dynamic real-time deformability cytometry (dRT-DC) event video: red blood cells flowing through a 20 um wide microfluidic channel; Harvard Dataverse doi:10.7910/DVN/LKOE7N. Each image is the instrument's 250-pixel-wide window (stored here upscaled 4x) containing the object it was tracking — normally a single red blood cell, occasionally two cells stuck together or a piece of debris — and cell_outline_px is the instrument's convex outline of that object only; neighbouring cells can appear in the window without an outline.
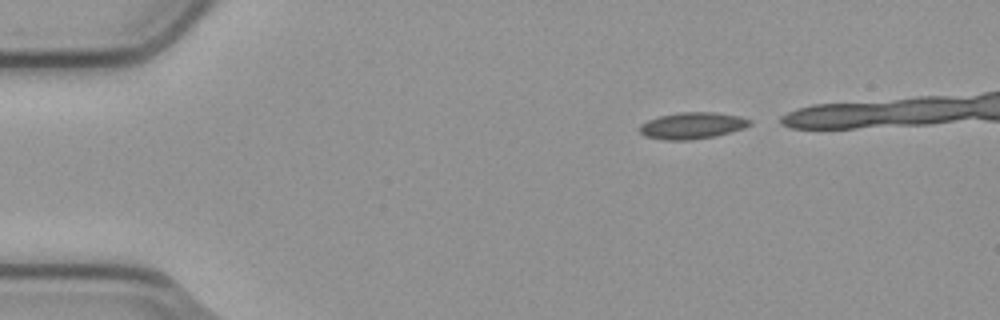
{"species": "common noctule bat (a hibernating species)", "species_latin": "Nyctalus noctula", "temperature_condition": "cold", "stored_images_in_passage": 4, "camera_frame_rate_fps": 3000, "um_per_image_px": 0.085, "animal": {"sex": "male", "body_mass_g": 23.1, "forearm_length_mm": 52.7}, "frame": {"image": 1, "passage_image": 1, "time_ms": 0.0, "image_size_px": [1000, 320], "cell_outline_px": [[752, 124], [744, 128], [716, 136], [688, 140], [664, 140], [644, 136], [640, 132], [640, 124], [648, 120], [660, 116], [680, 112], [712, 112], [740, 116], [752, 120]], "centroid_in_image_um": [58.85, 10.68], "position_along_channel_um": 26.2, "area_um2": 17.05}}